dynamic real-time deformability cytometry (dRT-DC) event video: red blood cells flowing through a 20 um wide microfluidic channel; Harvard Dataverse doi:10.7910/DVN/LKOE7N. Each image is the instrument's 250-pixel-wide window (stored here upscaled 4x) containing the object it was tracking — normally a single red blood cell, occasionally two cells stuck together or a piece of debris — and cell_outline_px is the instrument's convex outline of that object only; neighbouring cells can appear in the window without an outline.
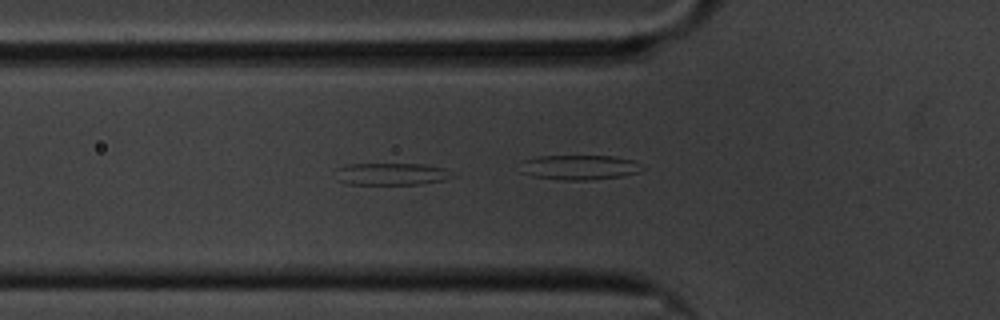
{"species": "common noctule bat (a hibernating species)", "species_latin": "Nyctalus noctula", "temperature_condition": "cold", "stored_images_in_passage": 57, "camera_frame_rate_fps": 3000, "um_per_image_px": 0.085, "animal": {"sex": "male", "body_mass_g": 20.1, "forearm_length_mm": 53.5}, "frame": {"image": 1, "passage_image": 18, "time_ms": 5.667, "image_size_px": [1000, 320], "cell_outline_px": [[456, 176], [444, 180], [424, 184], [348, 184], [336, 180], [336, 168], [344, 164], [424, 164], [444, 168]], "centroid_in_image_um": [33.25, 14.79], "position_along_channel_um": 92.6, "area_um2": 15.26}}
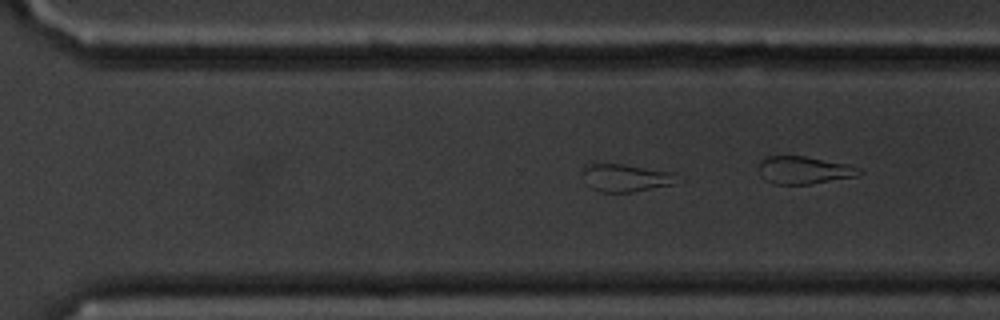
{"frame": {"image": 2, "passage_image": 38, "time_ms": 12.333, "image_size_px": [1000, 320], "cell_outline_px": [[680, 172], [672, 184], [632, 192], [600, 192], [592, 188], [584, 172], [584, 164], [624, 164]], "centroid_in_image_um": [53.27, 15.09], "position_along_channel_um": 317.3, "area_um2": 15.03}}
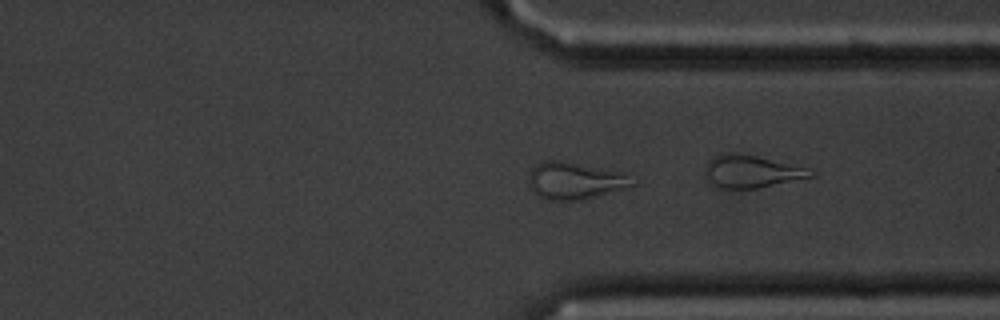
{"frame": {"image": 3, "passage_image": 42, "time_ms": 13.667, "image_size_px": [1000, 320], "cell_outline_px": [[636, 184], [624, 188], [580, 200], [544, 200], [528, 184], [528, 172], [536, 164], [544, 160], [560, 160], [620, 172]], "centroid_in_image_um": [48.77, 15.35], "position_along_channel_um": 362.6, "area_um2": 21.91}, "authors_computed_cell_mechanics": {"area_um2": 23.409, "velocity_mm_per_s": 3.3671, "shape_relaxation_time_tau1_ms": null, "shape_relaxation_time_tau2_ms": 2.5231, "deformation_change_tau1": null, "deformation_change_tau2": 0.1191}}